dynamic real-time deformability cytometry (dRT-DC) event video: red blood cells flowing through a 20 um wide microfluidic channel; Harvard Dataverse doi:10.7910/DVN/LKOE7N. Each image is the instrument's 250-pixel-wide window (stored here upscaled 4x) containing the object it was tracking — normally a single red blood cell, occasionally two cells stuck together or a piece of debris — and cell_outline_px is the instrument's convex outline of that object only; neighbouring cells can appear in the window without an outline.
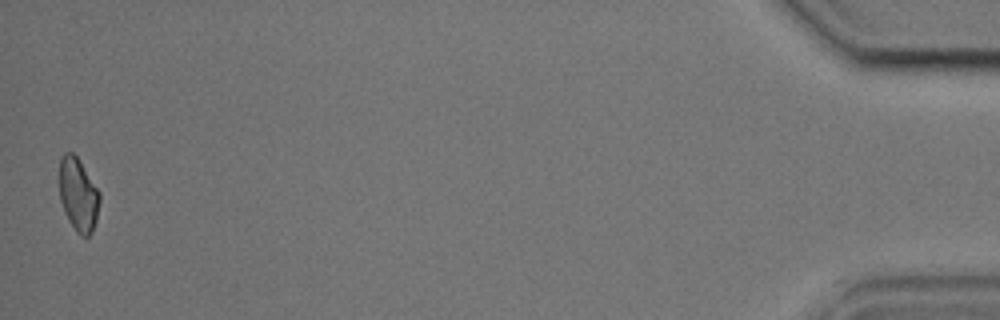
{"species": "common noctule bat (a hibernating species)", "species_latin": "Nyctalus noctula", "temperature_condition": "cold", "stored_images_in_passage": 41, "camera_frame_rate_fps": 3000, "um_per_image_px": 0.085, "animal": {"sex": "male", "body_mass_g": 17.9, "forearm_length_mm": 54.2}, "frame": {"image": 1, "passage_image": 41, "time_ms": 13.333, "image_size_px": [1000, 320], "cell_outline_px": [[100, 200], [96, 220], [92, 232], [88, 236], [80, 236], [76, 232], [68, 220], [64, 212], [60, 200], [60, 160], [64, 152], [72, 152], [76, 156], [100, 192]], "centroid_in_image_um": [6.65, 16.57], "position_along_channel_um": 428.5, "area_um2": 17.11}, "authors_computed_cell_mechanics": {"area_um2": 18.5538, "velocity_mm_per_s": 3.6527, "shape_relaxation_time_tau1_ms": 6.897, "shape_relaxation_time_tau2_ms": 4.3111, "deformation_change_tau1": 0.1095, "deformation_change_tau2": 0.118}}